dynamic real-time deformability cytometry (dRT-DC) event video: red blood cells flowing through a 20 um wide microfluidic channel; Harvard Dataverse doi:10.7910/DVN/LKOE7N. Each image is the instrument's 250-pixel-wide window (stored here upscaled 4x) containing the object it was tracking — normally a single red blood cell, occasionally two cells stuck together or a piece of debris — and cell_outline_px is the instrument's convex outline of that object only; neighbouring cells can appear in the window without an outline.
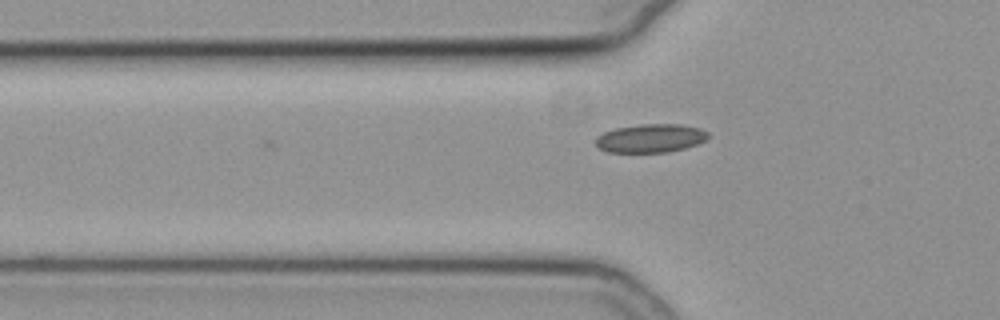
{"species": "common noctule bat (a hibernating species)", "species_latin": "Nyctalus noctula", "temperature_condition": "cold", "stored_images_in_passage": 30, "camera_frame_rate_fps": 3000, "um_per_image_px": 0.085, "animal": {"sex": "female", "body_mass_g": 19.3, "forearm_length_mm": 54.1}, "frame": {"image": 1, "passage_image": 3, "time_ms": 0.667, "image_size_px": [1000, 320], "cell_outline_px": [[708, 136], [704, 140], [696, 144], [684, 148], [668, 152], [608, 152], [600, 148], [596, 144], [596, 136], [604, 132], [616, 128], [640, 124], [680, 124], [700, 128], [708, 132]], "centroid_in_image_um": [55.29, 11.74], "position_along_channel_um": 70.5, "area_um2": 18.55}}
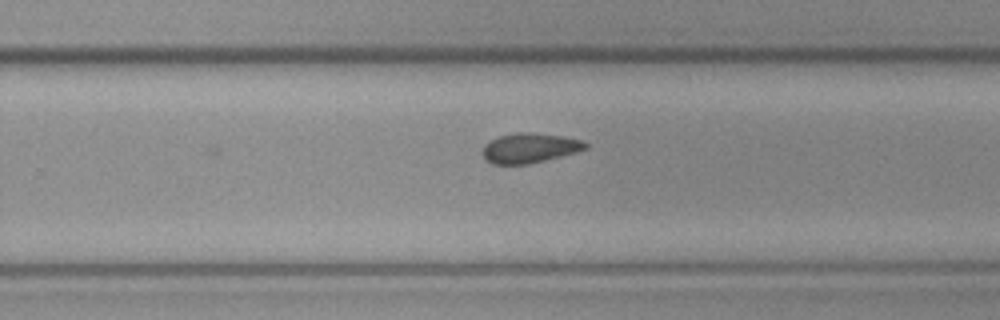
{"frame": {"image": 2, "passage_image": 20, "time_ms": 6.333, "image_size_px": [1000, 320], "cell_outline_px": [[588, 148], [576, 152], [528, 164], [492, 164], [484, 160], [484, 144], [500, 136], [520, 132], [524, 132], [560, 136], [580, 140], [588, 144]], "centroid_in_image_um": [45.0, 12.59], "position_along_channel_um": 284.8, "area_um2": 17.46}}
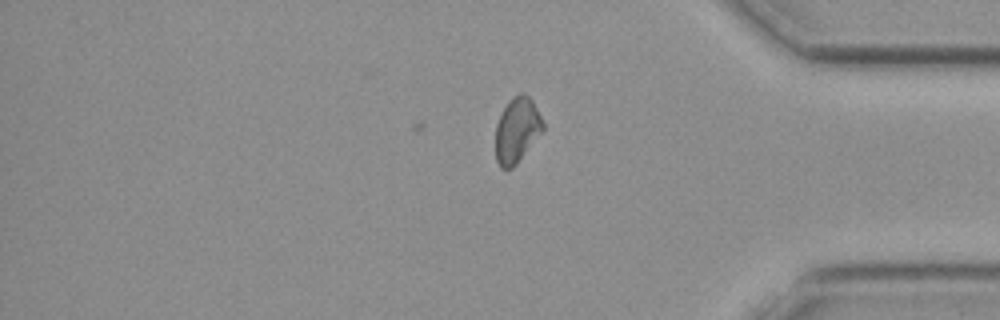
{"frame": {"image": 3, "passage_image": 30, "time_ms": 9.667, "image_size_px": [1000, 320], "cell_outline_px": [[544, 128], [516, 164], [512, 168], [500, 168], [496, 160], [496, 124], [508, 100], [520, 92], [524, 92], [532, 100], [544, 124]], "centroid_in_image_um": [43.92, 11.04], "position_along_channel_um": 391.3, "area_um2": 17.69}, "authors_computed_cell_mechanics": {"area_um2": 17.7446, "velocity_mm_per_s": 3.7945, "shape_relaxation_time_tau1_ms": null, "shape_relaxation_time_tau2_ms": 8.1959, "deformation_change_tau1": null, "deformation_change_tau2": 0.0936}}